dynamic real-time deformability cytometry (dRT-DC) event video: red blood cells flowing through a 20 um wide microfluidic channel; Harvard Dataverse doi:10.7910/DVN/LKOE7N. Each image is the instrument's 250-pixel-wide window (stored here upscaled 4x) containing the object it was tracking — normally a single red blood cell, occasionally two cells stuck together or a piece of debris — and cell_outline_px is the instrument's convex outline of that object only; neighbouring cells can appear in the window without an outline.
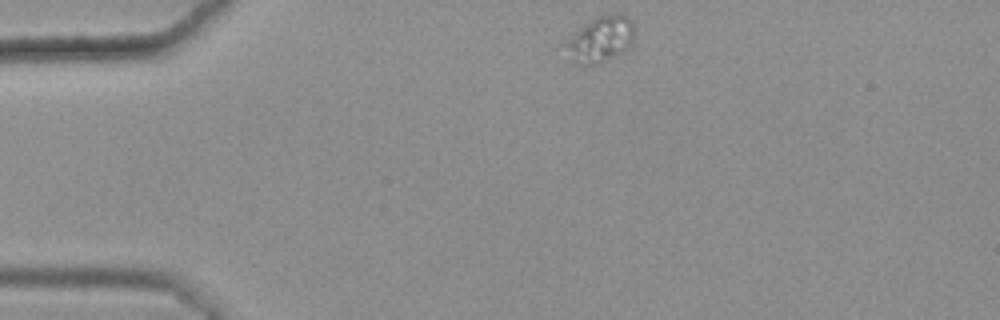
{"species": "common noctule bat (a hibernating species)", "species_latin": "Nyctalus noctula", "temperature_condition": "warm", "stored_images_in_passage": 43, "camera_frame_rate_fps": 3000, "um_per_image_px": 0.085, "animal": {"sex": "female", "body_mass_g": 25.1}, "frame": {"image": 1, "passage_image": 1, "time_ms": 0.0, "image_size_px": [1000, 320], "cell_outline_px": [[636, 28], [632, 40], [628, 48], [600, 64], [580, 64], [572, 60], [564, 44], [584, 24], [596, 16], [612, 12], [624, 12], [632, 20]], "centroid_in_image_um": [51.11, 3.28], "position_along_channel_um": 33.9, "area_um2": 18.5}}
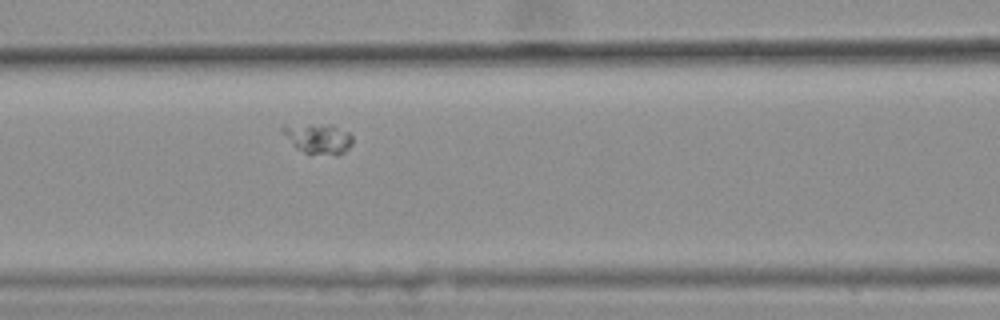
{"frame": {"image": 2, "passage_image": 14, "time_ms": 4.333, "image_size_px": [1000, 320], "cell_outline_px": [[352, 144], [344, 152], [336, 156], [308, 156], [296, 148], [292, 144], [280, 128], [284, 124], [332, 124], [348, 132], [352, 136]], "centroid_in_image_um": [27.04, 11.81], "position_along_channel_um": 139.6, "area_um2": 12.89}}
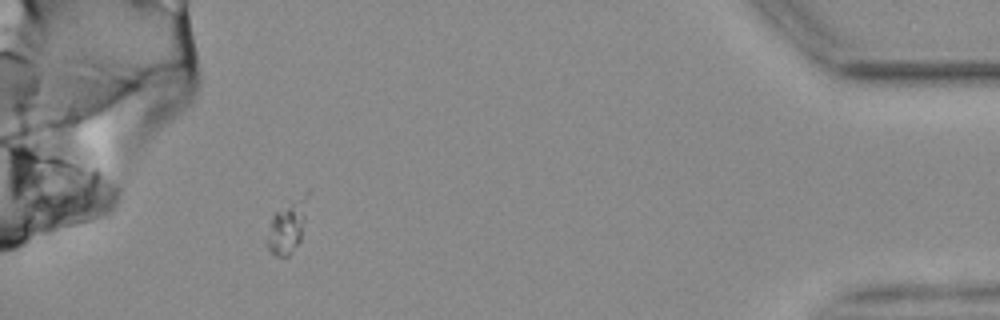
{"frame": {"image": 3, "passage_image": 42, "time_ms": 13.667, "image_size_px": [1000, 320], "cell_outline_px": [[308, 196], [304, 220], [300, 240], [288, 256], [276, 256], [268, 248], [268, 240], [272, 216], [276, 212], [308, 188]], "centroid_in_image_um": [24.46, 19.21], "position_along_channel_um": 410.7, "area_um2": 11.91}}